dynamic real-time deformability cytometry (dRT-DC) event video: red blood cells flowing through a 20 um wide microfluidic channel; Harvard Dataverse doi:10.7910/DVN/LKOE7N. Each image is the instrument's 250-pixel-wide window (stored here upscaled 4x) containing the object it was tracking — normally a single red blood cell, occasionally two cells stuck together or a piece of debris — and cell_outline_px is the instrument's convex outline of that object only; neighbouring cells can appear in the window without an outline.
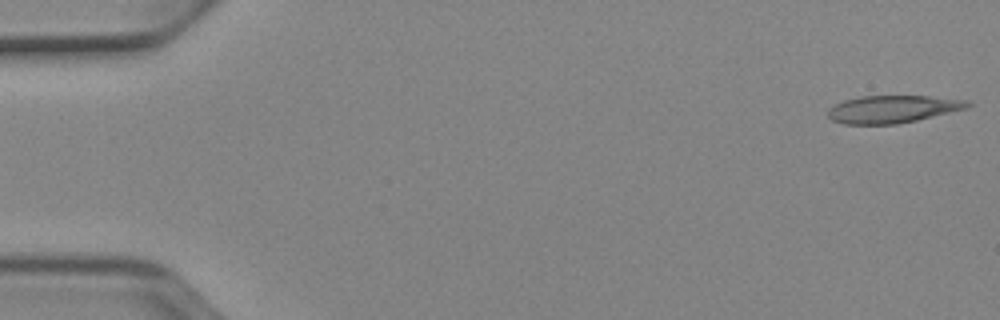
{"species": "Egyptian fruit bat (a non-hibernating species)", "species_latin": "Rousettus aegyptiacus", "temperature_condition": "cold", "stored_images_in_passage": 50, "camera_frame_rate_fps": 3000, "um_per_image_px": 0.085, "animal": {"sex": "female"}, "frame": {"image": 1, "passage_image": 1, "time_ms": 0.0, "image_size_px": [1000, 320], "cell_outline_px": [[972, 104], [968, 108], [916, 120], [896, 124], [844, 124], [832, 120], [828, 116], [828, 108], [844, 100], [860, 96], [928, 96], [968, 100]], "centroid_in_image_um": [75.87, 9.27], "position_along_channel_um": 9.1, "area_um2": 22.31}}
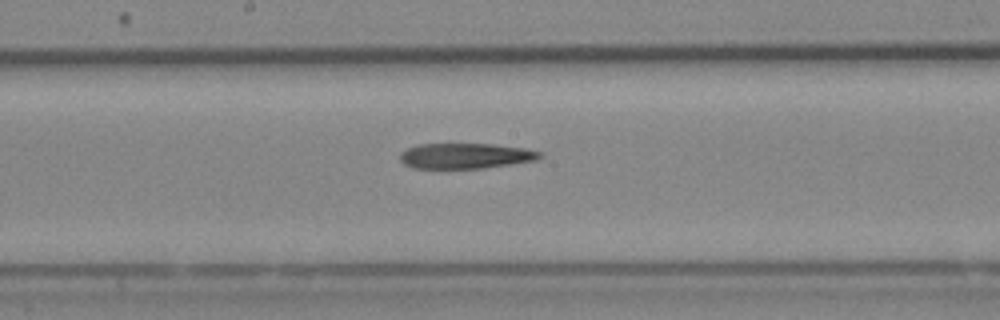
{"frame": {"image": 2, "passage_image": 27, "time_ms": 8.667, "image_size_px": [1000, 320], "cell_outline_px": [[544, 156], [536, 160], [484, 168], [412, 168], [404, 164], [400, 160], [400, 152], [416, 144], [492, 144], [524, 148], [544, 152]], "centroid_in_image_um": [39.58, 13.24], "position_along_channel_um": 208.6, "area_um2": 20.81}}
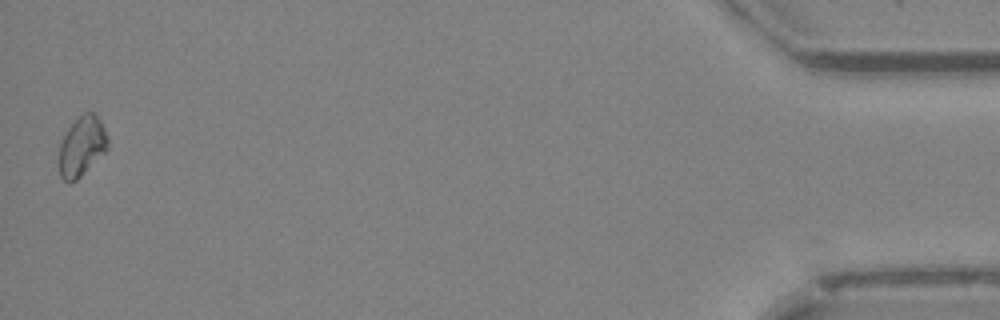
{"frame": {"image": 3, "passage_image": 50, "time_ms": 16.333, "image_size_px": [1000, 320], "cell_outline_px": [[108, 148], [76, 180], [68, 184], [60, 176], [60, 144], [64, 132], [84, 112], [92, 112], [100, 120], [108, 136]], "centroid_in_image_um": [6.95, 12.43], "position_along_channel_um": 428.2, "area_um2": 16.65}}